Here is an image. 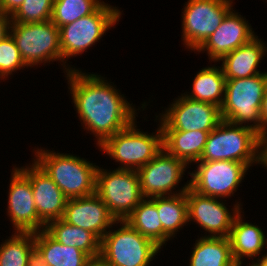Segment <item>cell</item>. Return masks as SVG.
<instances>
[{"label": "cell", "mask_w": 267, "mask_h": 266, "mask_svg": "<svg viewBox=\"0 0 267 266\" xmlns=\"http://www.w3.org/2000/svg\"><path fill=\"white\" fill-rule=\"evenodd\" d=\"M65 77L82 129L95 137L97 148L129 126L138 117L140 109H147L146 103L149 102L146 101L136 109L135 104L128 101L105 75L80 69L67 72Z\"/></svg>", "instance_id": "1"}, {"label": "cell", "mask_w": 267, "mask_h": 266, "mask_svg": "<svg viewBox=\"0 0 267 266\" xmlns=\"http://www.w3.org/2000/svg\"><path fill=\"white\" fill-rule=\"evenodd\" d=\"M32 152L33 161L51 177L68 199L96 193V163L73 152L60 153L38 146Z\"/></svg>", "instance_id": "2"}, {"label": "cell", "mask_w": 267, "mask_h": 266, "mask_svg": "<svg viewBox=\"0 0 267 266\" xmlns=\"http://www.w3.org/2000/svg\"><path fill=\"white\" fill-rule=\"evenodd\" d=\"M239 161L262 165V136L253 128L222 120L208 135L199 161Z\"/></svg>", "instance_id": "3"}, {"label": "cell", "mask_w": 267, "mask_h": 266, "mask_svg": "<svg viewBox=\"0 0 267 266\" xmlns=\"http://www.w3.org/2000/svg\"><path fill=\"white\" fill-rule=\"evenodd\" d=\"M118 8V6L103 2L93 13L59 27L62 51L61 69L64 70V75L71 70H80V68L69 65V59L88 52L90 47L101 41L108 30L114 29L119 24L123 10Z\"/></svg>", "instance_id": "4"}, {"label": "cell", "mask_w": 267, "mask_h": 266, "mask_svg": "<svg viewBox=\"0 0 267 266\" xmlns=\"http://www.w3.org/2000/svg\"><path fill=\"white\" fill-rule=\"evenodd\" d=\"M161 251L125 220H117L101 239L97 262L101 266H150Z\"/></svg>", "instance_id": "5"}, {"label": "cell", "mask_w": 267, "mask_h": 266, "mask_svg": "<svg viewBox=\"0 0 267 266\" xmlns=\"http://www.w3.org/2000/svg\"><path fill=\"white\" fill-rule=\"evenodd\" d=\"M137 118L126 128L108 138L100 147L118 169L139 170L163 149V131L160 123L151 134L140 131ZM119 162V163H118Z\"/></svg>", "instance_id": "6"}, {"label": "cell", "mask_w": 267, "mask_h": 266, "mask_svg": "<svg viewBox=\"0 0 267 266\" xmlns=\"http://www.w3.org/2000/svg\"><path fill=\"white\" fill-rule=\"evenodd\" d=\"M266 84L267 73L226 80L222 120L251 127L261 135L260 107Z\"/></svg>", "instance_id": "7"}, {"label": "cell", "mask_w": 267, "mask_h": 266, "mask_svg": "<svg viewBox=\"0 0 267 266\" xmlns=\"http://www.w3.org/2000/svg\"><path fill=\"white\" fill-rule=\"evenodd\" d=\"M9 33L28 68L55 61L62 66L59 28L52 21L11 23Z\"/></svg>", "instance_id": "8"}, {"label": "cell", "mask_w": 267, "mask_h": 266, "mask_svg": "<svg viewBox=\"0 0 267 266\" xmlns=\"http://www.w3.org/2000/svg\"><path fill=\"white\" fill-rule=\"evenodd\" d=\"M96 194L116 220H126L144 199L136 170L104 169L98 166Z\"/></svg>", "instance_id": "9"}, {"label": "cell", "mask_w": 267, "mask_h": 266, "mask_svg": "<svg viewBox=\"0 0 267 266\" xmlns=\"http://www.w3.org/2000/svg\"><path fill=\"white\" fill-rule=\"evenodd\" d=\"M234 0H187L181 14V40L195 52L220 26L233 9Z\"/></svg>", "instance_id": "10"}, {"label": "cell", "mask_w": 267, "mask_h": 266, "mask_svg": "<svg viewBox=\"0 0 267 266\" xmlns=\"http://www.w3.org/2000/svg\"><path fill=\"white\" fill-rule=\"evenodd\" d=\"M196 170L188 171L190 188L195 192L218 199L234 197L250 172L249 168L239 161H206L195 162Z\"/></svg>", "instance_id": "11"}, {"label": "cell", "mask_w": 267, "mask_h": 266, "mask_svg": "<svg viewBox=\"0 0 267 266\" xmlns=\"http://www.w3.org/2000/svg\"><path fill=\"white\" fill-rule=\"evenodd\" d=\"M186 169H189V165L184 160L170 155L163 148L151 161L137 170L142 195L144 198H152L186 193L190 180L181 184Z\"/></svg>", "instance_id": "12"}, {"label": "cell", "mask_w": 267, "mask_h": 266, "mask_svg": "<svg viewBox=\"0 0 267 266\" xmlns=\"http://www.w3.org/2000/svg\"><path fill=\"white\" fill-rule=\"evenodd\" d=\"M167 107L154 119L162 131L211 132L222 121L218 106L190 99L182 93Z\"/></svg>", "instance_id": "13"}, {"label": "cell", "mask_w": 267, "mask_h": 266, "mask_svg": "<svg viewBox=\"0 0 267 266\" xmlns=\"http://www.w3.org/2000/svg\"><path fill=\"white\" fill-rule=\"evenodd\" d=\"M188 224L201 227L210 237H228L235 217L243 210L241 201L236 200L229 209L227 200L201 195L190 187L186 191ZM208 233V234H207Z\"/></svg>", "instance_id": "14"}, {"label": "cell", "mask_w": 267, "mask_h": 266, "mask_svg": "<svg viewBox=\"0 0 267 266\" xmlns=\"http://www.w3.org/2000/svg\"><path fill=\"white\" fill-rule=\"evenodd\" d=\"M7 195V217L13 232H39L45 229L40 221L34 203L32 186L29 178L16 166L11 169Z\"/></svg>", "instance_id": "15"}, {"label": "cell", "mask_w": 267, "mask_h": 266, "mask_svg": "<svg viewBox=\"0 0 267 266\" xmlns=\"http://www.w3.org/2000/svg\"><path fill=\"white\" fill-rule=\"evenodd\" d=\"M249 21L233 8L214 33L194 53L206 52L209 62L217 63L223 56L256 36Z\"/></svg>", "instance_id": "16"}, {"label": "cell", "mask_w": 267, "mask_h": 266, "mask_svg": "<svg viewBox=\"0 0 267 266\" xmlns=\"http://www.w3.org/2000/svg\"><path fill=\"white\" fill-rule=\"evenodd\" d=\"M30 180L34 203L40 221L49 222L62 219L68 198L33 160L29 165L17 166Z\"/></svg>", "instance_id": "17"}, {"label": "cell", "mask_w": 267, "mask_h": 266, "mask_svg": "<svg viewBox=\"0 0 267 266\" xmlns=\"http://www.w3.org/2000/svg\"><path fill=\"white\" fill-rule=\"evenodd\" d=\"M62 220L91 231L100 240L117 221L96 193L68 199Z\"/></svg>", "instance_id": "18"}, {"label": "cell", "mask_w": 267, "mask_h": 266, "mask_svg": "<svg viewBox=\"0 0 267 266\" xmlns=\"http://www.w3.org/2000/svg\"><path fill=\"white\" fill-rule=\"evenodd\" d=\"M245 220L244 212L241 211L235 217L228 236L232 255L237 264H244V260L247 259L252 260L253 264L267 248V232L265 235L263 228Z\"/></svg>", "instance_id": "19"}, {"label": "cell", "mask_w": 267, "mask_h": 266, "mask_svg": "<svg viewBox=\"0 0 267 266\" xmlns=\"http://www.w3.org/2000/svg\"><path fill=\"white\" fill-rule=\"evenodd\" d=\"M258 37L256 35L248 43L226 54L218 61L221 63L220 66L226 80L267 73L258 69L261 61L267 55V43Z\"/></svg>", "instance_id": "20"}, {"label": "cell", "mask_w": 267, "mask_h": 266, "mask_svg": "<svg viewBox=\"0 0 267 266\" xmlns=\"http://www.w3.org/2000/svg\"><path fill=\"white\" fill-rule=\"evenodd\" d=\"M35 261L41 266H92L95 262L76 247L63 245L45 230L34 233Z\"/></svg>", "instance_id": "21"}, {"label": "cell", "mask_w": 267, "mask_h": 266, "mask_svg": "<svg viewBox=\"0 0 267 266\" xmlns=\"http://www.w3.org/2000/svg\"><path fill=\"white\" fill-rule=\"evenodd\" d=\"M219 63L199 69L194 76L191 91L182 93L184 96L201 102L222 106L225 93V76Z\"/></svg>", "instance_id": "22"}, {"label": "cell", "mask_w": 267, "mask_h": 266, "mask_svg": "<svg viewBox=\"0 0 267 266\" xmlns=\"http://www.w3.org/2000/svg\"><path fill=\"white\" fill-rule=\"evenodd\" d=\"M188 266H236L228 237L201 236L193 244Z\"/></svg>", "instance_id": "23"}, {"label": "cell", "mask_w": 267, "mask_h": 266, "mask_svg": "<svg viewBox=\"0 0 267 266\" xmlns=\"http://www.w3.org/2000/svg\"><path fill=\"white\" fill-rule=\"evenodd\" d=\"M44 230L59 243L76 247L94 262L98 261L101 240L91 231L67 224L62 219L49 222Z\"/></svg>", "instance_id": "24"}, {"label": "cell", "mask_w": 267, "mask_h": 266, "mask_svg": "<svg viewBox=\"0 0 267 266\" xmlns=\"http://www.w3.org/2000/svg\"><path fill=\"white\" fill-rule=\"evenodd\" d=\"M209 133L200 130L163 131V148L170 155L193 165L200 160Z\"/></svg>", "instance_id": "25"}, {"label": "cell", "mask_w": 267, "mask_h": 266, "mask_svg": "<svg viewBox=\"0 0 267 266\" xmlns=\"http://www.w3.org/2000/svg\"><path fill=\"white\" fill-rule=\"evenodd\" d=\"M157 211L162 223V248H164L169 240L177 238L175 236L180 230L188 225L186 193L157 196Z\"/></svg>", "instance_id": "26"}, {"label": "cell", "mask_w": 267, "mask_h": 266, "mask_svg": "<svg viewBox=\"0 0 267 266\" xmlns=\"http://www.w3.org/2000/svg\"><path fill=\"white\" fill-rule=\"evenodd\" d=\"M12 233L0 242V266H31L35 261L34 233Z\"/></svg>", "instance_id": "27"}, {"label": "cell", "mask_w": 267, "mask_h": 266, "mask_svg": "<svg viewBox=\"0 0 267 266\" xmlns=\"http://www.w3.org/2000/svg\"><path fill=\"white\" fill-rule=\"evenodd\" d=\"M125 221L162 249V223L157 211V197L144 198Z\"/></svg>", "instance_id": "28"}, {"label": "cell", "mask_w": 267, "mask_h": 266, "mask_svg": "<svg viewBox=\"0 0 267 266\" xmlns=\"http://www.w3.org/2000/svg\"><path fill=\"white\" fill-rule=\"evenodd\" d=\"M103 0H54L51 21L59 28L93 13Z\"/></svg>", "instance_id": "29"}, {"label": "cell", "mask_w": 267, "mask_h": 266, "mask_svg": "<svg viewBox=\"0 0 267 266\" xmlns=\"http://www.w3.org/2000/svg\"><path fill=\"white\" fill-rule=\"evenodd\" d=\"M54 0H24L11 16V23H39L51 21Z\"/></svg>", "instance_id": "30"}, {"label": "cell", "mask_w": 267, "mask_h": 266, "mask_svg": "<svg viewBox=\"0 0 267 266\" xmlns=\"http://www.w3.org/2000/svg\"><path fill=\"white\" fill-rule=\"evenodd\" d=\"M24 68L28 69L20 55L15 40L9 33L0 42V80L5 81L14 73H18L19 70H25Z\"/></svg>", "instance_id": "31"}, {"label": "cell", "mask_w": 267, "mask_h": 266, "mask_svg": "<svg viewBox=\"0 0 267 266\" xmlns=\"http://www.w3.org/2000/svg\"><path fill=\"white\" fill-rule=\"evenodd\" d=\"M23 2L24 0H0L2 12L11 17Z\"/></svg>", "instance_id": "32"}, {"label": "cell", "mask_w": 267, "mask_h": 266, "mask_svg": "<svg viewBox=\"0 0 267 266\" xmlns=\"http://www.w3.org/2000/svg\"><path fill=\"white\" fill-rule=\"evenodd\" d=\"M260 117H261V136L263 137L267 133V84L265 87L264 96L260 107Z\"/></svg>", "instance_id": "33"}, {"label": "cell", "mask_w": 267, "mask_h": 266, "mask_svg": "<svg viewBox=\"0 0 267 266\" xmlns=\"http://www.w3.org/2000/svg\"><path fill=\"white\" fill-rule=\"evenodd\" d=\"M11 17L3 14L0 17V42L9 34Z\"/></svg>", "instance_id": "34"}, {"label": "cell", "mask_w": 267, "mask_h": 266, "mask_svg": "<svg viewBox=\"0 0 267 266\" xmlns=\"http://www.w3.org/2000/svg\"><path fill=\"white\" fill-rule=\"evenodd\" d=\"M262 167L267 169V133L262 137Z\"/></svg>", "instance_id": "35"}, {"label": "cell", "mask_w": 267, "mask_h": 266, "mask_svg": "<svg viewBox=\"0 0 267 266\" xmlns=\"http://www.w3.org/2000/svg\"><path fill=\"white\" fill-rule=\"evenodd\" d=\"M267 250V249H266ZM264 253V254H263ZM259 258L253 263V266H267V251L263 252Z\"/></svg>", "instance_id": "36"}, {"label": "cell", "mask_w": 267, "mask_h": 266, "mask_svg": "<svg viewBox=\"0 0 267 266\" xmlns=\"http://www.w3.org/2000/svg\"><path fill=\"white\" fill-rule=\"evenodd\" d=\"M31 266H41L37 261H34Z\"/></svg>", "instance_id": "37"}, {"label": "cell", "mask_w": 267, "mask_h": 266, "mask_svg": "<svg viewBox=\"0 0 267 266\" xmlns=\"http://www.w3.org/2000/svg\"><path fill=\"white\" fill-rule=\"evenodd\" d=\"M236 266H244L243 264H237ZM247 266H253V264H250V261L249 263L247 262Z\"/></svg>", "instance_id": "38"}, {"label": "cell", "mask_w": 267, "mask_h": 266, "mask_svg": "<svg viewBox=\"0 0 267 266\" xmlns=\"http://www.w3.org/2000/svg\"><path fill=\"white\" fill-rule=\"evenodd\" d=\"M92 266H101L98 262H95Z\"/></svg>", "instance_id": "39"}, {"label": "cell", "mask_w": 267, "mask_h": 266, "mask_svg": "<svg viewBox=\"0 0 267 266\" xmlns=\"http://www.w3.org/2000/svg\"><path fill=\"white\" fill-rule=\"evenodd\" d=\"M3 14H4V13L2 12L1 5H0V17H1Z\"/></svg>", "instance_id": "40"}]
</instances>
